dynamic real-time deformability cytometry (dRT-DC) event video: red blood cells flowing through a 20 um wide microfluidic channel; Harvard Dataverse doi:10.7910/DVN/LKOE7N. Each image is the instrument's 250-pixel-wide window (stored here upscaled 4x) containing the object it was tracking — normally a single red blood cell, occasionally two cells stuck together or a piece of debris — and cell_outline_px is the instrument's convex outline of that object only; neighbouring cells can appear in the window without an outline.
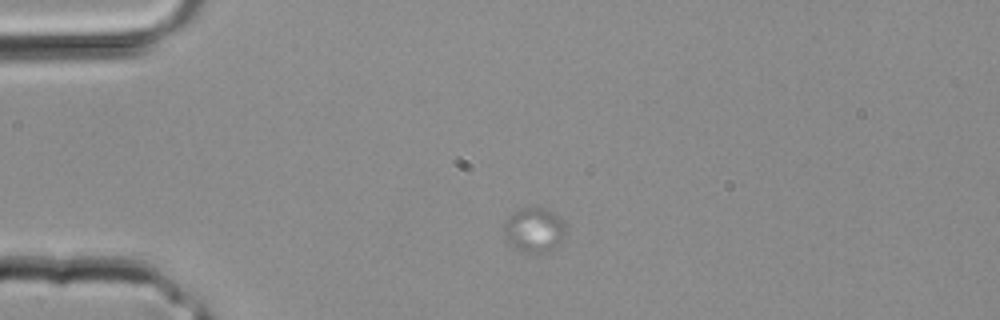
{"species": "common noctule bat (a hibernating species)", "species_latin": "Nyctalus noctula", "temperature_condition": "room temperature", "stored_images_in_passage": 2, "camera_frame_rate_fps": 3000, "um_per_image_px": 0.085, "animal": {"sex": "male", "body_mass_g": 20.4}, "frame": {"image": 1, "passage_image": 1, "time_ms": 0.0, "image_size_px": [1000, 320], "cell_outline_px": [[568, 232], [556, 244], [540, 252], [524, 252], [512, 248], [504, 236], [504, 224], [512, 212], [520, 208], [532, 204], [544, 208], [560, 216]], "centroid_in_image_um": [45.37, 19.47], "position_along_channel_um": 39.6, "area_um2": 16.18}}